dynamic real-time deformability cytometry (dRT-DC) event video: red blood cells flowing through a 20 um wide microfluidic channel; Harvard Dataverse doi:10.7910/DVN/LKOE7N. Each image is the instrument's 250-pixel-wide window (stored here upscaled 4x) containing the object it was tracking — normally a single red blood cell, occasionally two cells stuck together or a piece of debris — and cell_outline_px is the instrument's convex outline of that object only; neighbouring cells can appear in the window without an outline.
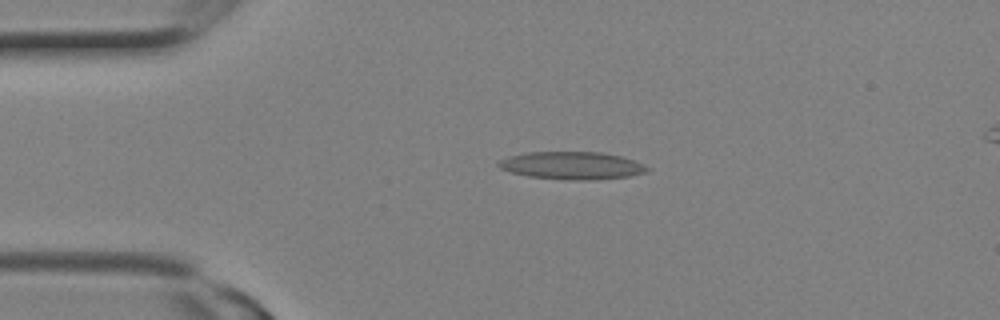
{"species": "Egyptian fruit bat (a non-hibernating species)", "species_latin": "Rousettus aegyptiacus", "temperature_condition": "room temperature", "stored_images_in_passage": 16, "camera_frame_rate_fps": 3000, "um_per_image_px": 0.085, "animal": {"sex": "female"}, "frame": {"image": 1, "passage_image": 4, "time_ms": 1.0, "image_size_px": [1000, 320], "cell_outline_px": [[652, 168], [648, 172], [628, 176], [596, 180], [568, 180], [528, 176], [512, 172], [500, 168], [496, 164], [500, 160], [508, 156], [528, 152], [600, 152], [620, 156], [644, 164]], "centroid_in_image_um": [48.64, 14.07], "position_along_channel_um": 36.4, "area_um2": 23.99}}
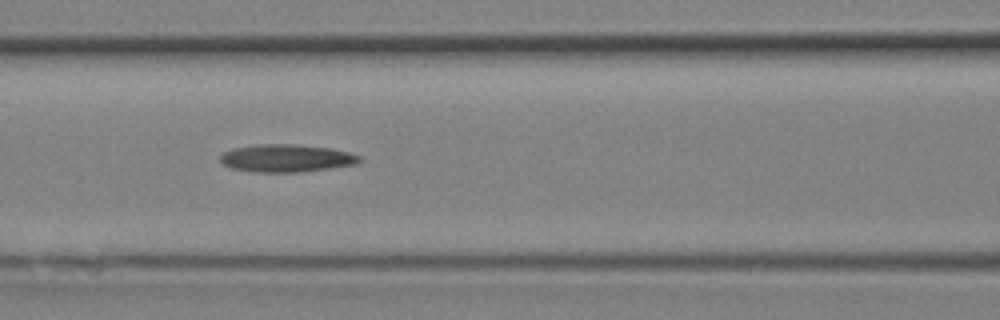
{"frame": {"image": 2, "passage_image": 9, "time_ms": 2.667, "image_size_px": [1000, 320], "cell_outline_px": [[364, 160], [356, 164], [300, 172], [256, 172], [232, 168], [224, 164], [220, 160], [220, 156], [224, 152], [232, 148], [256, 144], [292, 144], [332, 148], [348, 152], [360, 156]], "centroid_in_image_um": [24.35, 13.44], "position_along_channel_um": 142.2, "area_um2": 22.43}}
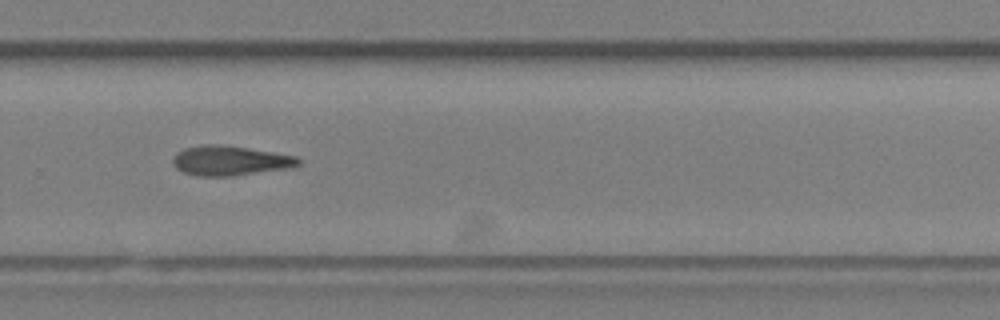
{"frame": {"image": 3, "passage_image": 15, "time_ms": 4.667, "image_size_px": [1000, 320], "cell_outline_px": [[300, 164], [288, 168], [232, 176], [200, 176], [184, 172], [176, 168], [172, 164], [172, 160], [176, 152], [184, 148], [208, 144], [220, 144], [272, 152], [296, 156], [300, 160]], "centroid_in_image_um": [19.52, 13.65], "position_along_channel_um": 310.3, "area_um2": 21.56}}